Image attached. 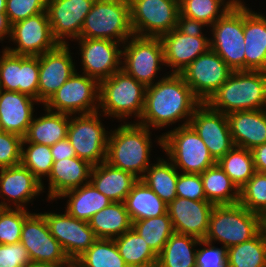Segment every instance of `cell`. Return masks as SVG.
Here are the masks:
<instances>
[{
    "label": "cell",
    "instance_id": "cell-30",
    "mask_svg": "<svg viewBox=\"0 0 266 267\" xmlns=\"http://www.w3.org/2000/svg\"><path fill=\"white\" fill-rule=\"evenodd\" d=\"M124 204L132 222L166 214L168 207L141 179L132 186Z\"/></svg>",
    "mask_w": 266,
    "mask_h": 267
},
{
    "label": "cell",
    "instance_id": "cell-18",
    "mask_svg": "<svg viewBox=\"0 0 266 267\" xmlns=\"http://www.w3.org/2000/svg\"><path fill=\"white\" fill-rule=\"evenodd\" d=\"M51 235L61 244L69 259H78L98 238L89 222L65 214H43Z\"/></svg>",
    "mask_w": 266,
    "mask_h": 267
},
{
    "label": "cell",
    "instance_id": "cell-4",
    "mask_svg": "<svg viewBox=\"0 0 266 267\" xmlns=\"http://www.w3.org/2000/svg\"><path fill=\"white\" fill-rule=\"evenodd\" d=\"M263 230V217L240 203L215 205L204 240L222 242L227 249L256 237Z\"/></svg>",
    "mask_w": 266,
    "mask_h": 267
},
{
    "label": "cell",
    "instance_id": "cell-49",
    "mask_svg": "<svg viewBox=\"0 0 266 267\" xmlns=\"http://www.w3.org/2000/svg\"><path fill=\"white\" fill-rule=\"evenodd\" d=\"M30 263L28 251L21 242L0 244V267H27Z\"/></svg>",
    "mask_w": 266,
    "mask_h": 267
},
{
    "label": "cell",
    "instance_id": "cell-45",
    "mask_svg": "<svg viewBox=\"0 0 266 267\" xmlns=\"http://www.w3.org/2000/svg\"><path fill=\"white\" fill-rule=\"evenodd\" d=\"M29 214L25 209L0 208V244L20 242L24 220Z\"/></svg>",
    "mask_w": 266,
    "mask_h": 267
},
{
    "label": "cell",
    "instance_id": "cell-33",
    "mask_svg": "<svg viewBox=\"0 0 266 267\" xmlns=\"http://www.w3.org/2000/svg\"><path fill=\"white\" fill-rule=\"evenodd\" d=\"M89 225L97 238L114 239L130 230L132 221L124 202H111L92 216Z\"/></svg>",
    "mask_w": 266,
    "mask_h": 267
},
{
    "label": "cell",
    "instance_id": "cell-7",
    "mask_svg": "<svg viewBox=\"0 0 266 267\" xmlns=\"http://www.w3.org/2000/svg\"><path fill=\"white\" fill-rule=\"evenodd\" d=\"M158 142L174 166L181 168L183 173L202 174L217 163L199 135L185 123L162 135Z\"/></svg>",
    "mask_w": 266,
    "mask_h": 267
},
{
    "label": "cell",
    "instance_id": "cell-27",
    "mask_svg": "<svg viewBox=\"0 0 266 267\" xmlns=\"http://www.w3.org/2000/svg\"><path fill=\"white\" fill-rule=\"evenodd\" d=\"M43 188L42 182L21 164L0 168V195H7V199L14 200L16 209H25L23 204L38 195Z\"/></svg>",
    "mask_w": 266,
    "mask_h": 267
},
{
    "label": "cell",
    "instance_id": "cell-2",
    "mask_svg": "<svg viewBox=\"0 0 266 267\" xmlns=\"http://www.w3.org/2000/svg\"><path fill=\"white\" fill-rule=\"evenodd\" d=\"M206 103L226 115L263 109L262 106H266V72L232 71Z\"/></svg>",
    "mask_w": 266,
    "mask_h": 267
},
{
    "label": "cell",
    "instance_id": "cell-14",
    "mask_svg": "<svg viewBox=\"0 0 266 267\" xmlns=\"http://www.w3.org/2000/svg\"><path fill=\"white\" fill-rule=\"evenodd\" d=\"M131 42L123 47L122 69L146 87L153 85L154 76L164 63L163 45L159 37L132 36ZM160 62V63H159Z\"/></svg>",
    "mask_w": 266,
    "mask_h": 267
},
{
    "label": "cell",
    "instance_id": "cell-25",
    "mask_svg": "<svg viewBox=\"0 0 266 267\" xmlns=\"http://www.w3.org/2000/svg\"><path fill=\"white\" fill-rule=\"evenodd\" d=\"M227 119L234 146L252 150L266 143V110L236 111Z\"/></svg>",
    "mask_w": 266,
    "mask_h": 267
},
{
    "label": "cell",
    "instance_id": "cell-17",
    "mask_svg": "<svg viewBox=\"0 0 266 267\" xmlns=\"http://www.w3.org/2000/svg\"><path fill=\"white\" fill-rule=\"evenodd\" d=\"M39 56L10 53L0 57V89L20 92L38 100Z\"/></svg>",
    "mask_w": 266,
    "mask_h": 267
},
{
    "label": "cell",
    "instance_id": "cell-43",
    "mask_svg": "<svg viewBox=\"0 0 266 267\" xmlns=\"http://www.w3.org/2000/svg\"><path fill=\"white\" fill-rule=\"evenodd\" d=\"M25 143L30 144L25 151ZM54 159L50 146L22 142L21 145V165L31 171V173L42 182L41 177L51 173Z\"/></svg>",
    "mask_w": 266,
    "mask_h": 267
},
{
    "label": "cell",
    "instance_id": "cell-9",
    "mask_svg": "<svg viewBox=\"0 0 266 267\" xmlns=\"http://www.w3.org/2000/svg\"><path fill=\"white\" fill-rule=\"evenodd\" d=\"M129 3L134 36L160 37L176 28L179 0H129Z\"/></svg>",
    "mask_w": 266,
    "mask_h": 267
},
{
    "label": "cell",
    "instance_id": "cell-58",
    "mask_svg": "<svg viewBox=\"0 0 266 267\" xmlns=\"http://www.w3.org/2000/svg\"><path fill=\"white\" fill-rule=\"evenodd\" d=\"M0 208H11V206H8V204L6 202H1Z\"/></svg>",
    "mask_w": 266,
    "mask_h": 267
},
{
    "label": "cell",
    "instance_id": "cell-11",
    "mask_svg": "<svg viewBox=\"0 0 266 267\" xmlns=\"http://www.w3.org/2000/svg\"><path fill=\"white\" fill-rule=\"evenodd\" d=\"M100 83L86 74L75 71L72 76L44 104L46 109L69 114L98 112L95 99L99 101ZM98 93V94H97ZM55 108V109H54Z\"/></svg>",
    "mask_w": 266,
    "mask_h": 267
},
{
    "label": "cell",
    "instance_id": "cell-36",
    "mask_svg": "<svg viewBox=\"0 0 266 267\" xmlns=\"http://www.w3.org/2000/svg\"><path fill=\"white\" fill-rule=\"evenodd\" d=\"M114 240L128 267H156L158 256L133 228Z\"/></svg>",
    "mask_w": 266,
    "mask_h": 267
},
{
    "label": "cell",
    "instance_id": "cell-13",
    "mask_svg": "<svg viewBox=\"0 0 266 267\" xmlns=\"http://www.w3.org/2000/svg\"><path fill=\"white\" fill-rule=\"evenodd\" d=\"M185 124L199 135L216 162L234 147L227 115L212 109L207 103L196 107Z\"/></svg>",
    "mask_w": 266,
    "mask_h": 267
},
{
    "label": "cell",
    "instance_id": "cell-21",
    "mask_svg": "<svg viewBox=\"0 0 266 267\" xmlns=\"http://www.w3.org/2000/svg\"><path fill=\"white\" fill-rule=\"evenodd\" d=\"M67 44L39 55L38 102L45 104L72 76L75 67Z\"/></svg>",
    "mask_w": 266,
    "mask_h": 267
},
{
    "label": "cell",
    "instance_id": "cell-46",
    "mask_svg": "<svg viewBox=\"0 0 266 267\" xmlns=\"http://www.w3.org/2000/svg\"><path fill=\"white\" fill-rule=\"evenodd\" d=\"M47 0H6V15L11 25L46 11Z\"/></svg>",
    "mask_w": 266,
    "mask_h": 267
},
{
    "label": "cell",
    "instance_id": "cell-42",
    "mask_svg": "<svg viewBox=\"0 0 266 267\" xmlns=\"http://www.w3.org/2000/svg\"><path fill=\"white\" fill-rule=\"evenodd\" d=\"M180 14L206 25H213L222 17L238 0H231L225 3V0H179ZM221 5L223 9L219 10ZM221 11V14H219ZM219 14V15H218Z\"/></svg>",
    "mask_w": 266,
    "mask_h": 267
},
{
    "label": "cell",
    "instance_id": "cell-29",
    "mask_svg": "<svg viewBox=\"0 0 266 267\" xmlns=\"http://www.w3.org/2000/svg\"><path fill=\"white\" fill-rule=\"evenodd\" d=\"M91 169L92 165L78 157L54 161L48 176V199L61 198L64 192L80 187L83 181L90 178Z\"/></svg>",
    "mask_w": 266,
    "mask_h": 267
},
{
    "label": "cell",
    "instance_id": "cell-56",
    "mask_svg": "<svg viewBox=\"0 0 266 267\" xmlns=\"http://www.w3.org/2000/svg\"><path fill=\"white\" fill-rule=\"evenodd\" d=\"M85 267L78 259H68L62 264V267Z\"/></svg>",
    "mask_w": 266,
    "mask_h": 267
},
{
    "label": "cell",
    "instance_id": "cell-48",
    "mask_svg": "<svg viewBox=\"0 0 266 267\" xmlns=\"http://www.w3.org/2000/svg\"><path fill=\"white\" fill-rule=\"evenodd\" d=\"M177 197L194 201L206 200L200 174L178 173L176 184Z\"/></svg>",
    "mask_w": 266,
    "mask_h": 267
},
{
    "label": "cell",
    "instance_id": "cell-22",
    "mask_svg": "<svg viewBox=\"0 0 266 267\" xmlns=\"http://www.w3.org/2000/svg\"><path fill=\"white\" fill-rule=\"evenodd\" d=\"M214 206L207 200L194 201L176 197L168 204L167 212L176 233L204 240Z\"/></svg>",
    "mask_w": 266,
    "mask_h": 267
},
{
    "label": "cell",
    "instance_id": "cell-44",
    "mask_svg": "<svg viewBox=\"0 0 266 267\" xmlns=\"http://www.w3.org/2000/svg\"><path fill=\"white\" fill-rule=\"evenodd\" d=\"M239 203L262 217L266 214V173L253 174L240 189Z\"/></svg>",
    "mask_w": 266,
    "mask_h": 267
},
{
    "label": "cell",
    "instance_id": "cell-47",
    "mask_svg": "<svg viewBox=\"0 0 266 267\" xmlns=\"http://www.w3.org/2000/svg\"><path fill=\"white\" fill-rule=\"evenodd\" d=\"M22 140L17 134L0 132V168L20 165Z\"/></svg>",
    "mask_w": 266,
    "mask_h": 267
},
{
    "label": "cell",
    "instance_id": "cell-34",
    "mask_svg": "<svg viewBox=\"0 0 266 267\" xmlns=\"http://www.w3.org/2000/svg\"><path fill=\"white\" fill-rule=\"evenodd\" d=\"M200 175L208 202L213 205H232L239 203L240 190L218 163L209 167ZM232 189L234 192L230 193Z\"/></svg>",
    "mask_w": 266,
    "mask_h": 267
},
{
    "label": "cell",
    "instance_id": "cell-28",
    "mask_svg": "<svg viewBox=\"0 0 266 267\" xmlns=\"http://www.w3.org/2000/svg\"><path fill=\"white\" fill-rule=\"evenodd\" d=\"M89 182L112 202H124L138 180L132 173L123 171L103 161L92 166Z\"/></svg>",
    "mask_w": 266,
    "mask_h": 267
},
{
    "label": "cell",
    "instance_id": "cell-1",
    "mask_svg": "<svg viewBox=\"0 0 266 267\" xmlns=\"http://www.w3.org/2000/svg\"><path fill=\"white\" fill-rule=\"evenodd\" d=\"M202 102L194 95L181 74L171 73L148 86L141 125L160 128L179 119L192 117Z\"/></svg>",
    "mask_w": 266,
    "mask_h": 267
},
{
    "label": "cell",
    "instance_id": "cell-31",
    "mask_svg": "<svg viewBox=\"0 0 266 267\" xmlns=\"http://www.w3.org/2000/svg\"><path fill=\"white\" fill-rule=\"evenodd\" d=\"M40 118H33L22 142L52 146L59 140L67 138L69 114L50 111Z\"/></svg>",
    "mask_w": 266,
    "mask_h": 267
},
{
    "label": "cell",
    "instance_id": "cell-16",
    "mask_svg": "<svg viewBox=\"0 0 266 267\" xmlns=\"http://www.w3.org/2000/svg\"><path fill=\"white\" fill-rule=\"evenodd\" d=\"M10 38L17 42L18 47L5 49L17 55L39 56L59 45L52 35L46 11L14 23Z\"/></svg>",
    "mask_w": 266,
    "mask_h": 267
},
{
    "label": "cell",
    "instance_id": "cell-50",
    "mask_svg": "<svg viewBox=\"0 0 266 267\" xmlns=\"http://www.w3.org/2000/svg\"><path fill=\"white\" fill-rule=\"evenodd\" d=\"M199 244L205 245L207 248L197 250L196 267H227V249L224 246L223 249L215 248L211 246V242L206 240H200Z\"/></svg>",
    "mask_w": 266,
    "mask_h": 267
},
{
    "label": "cell",
    "instance_id": "cell-24",
    "mask_svg": "<svg viewBox=\"0 0 266 267\" xmlns=\"http://www.w3.org/2000/svg\"><path fill=\"white\" fill-rule=\"evenodd\" d=\"M2 91L0 89L1 129L23 138L33 119V101L38 100L20 92Z\"/></svg>",
    "mask_w": 266,
    "mask_h": 267
},
{
    "label": "cell",
    "instance_id": "cell-40",
    "mask_svg": "<svg viewBox=\"0 0 266 267\" xmlns=\"http://www.w3.org/2000/svg\"><path fill=\"white\" fill-rule=\"evenodd\" d=\"M240 190L256 172L251 150L234 146L218 162Z\"/></svg>",
    "mask_w": 266,
    "mask_h": 267
},
{
    "label": "cell",
    "instance_id": "cell-5",
    "mask_svg": "<svg viewBox=\"0 0 266 267\" xmlns=\"http://www.w3.org/2000/svg\"><path fill=\"white\" fill-rule=\"evenodd\" d=\"M133 35L129 0H95L79 38L117 40L120 44Z\"/></svg>",
    "mask_w": 266,
    "mask_h": 267
},
{
    "label": "cell",
    "instance_id": "cell-12",
    "mask_svg": "<svg viewBox=\"0 0 266 267\" xmlns=\"http://www.w3.org/2000/svg\"><path fill=\"white\" fill-rule=\"evenodd\" d=\"M232 70L213 50L198 56L180 74L194 95L206 103L228 79Z\"/></svg>",
    "mask_w": 266,
    "mask_h": 267
},
{
    "label": "cell",
    "instance_id": "cell-54",
    "mask_svg": "<svg viewBox=\"0 0 266 267\" xmlns=\"http://www.w3.org/2000/svg\"><path fill=\"white\" fill-rule=\"evenodd\" d=\"M11 27L12 25L10 24L8 20V16L6 13H0V40L5 38V35L11 36Z\"/></svg>",
    "mask_w": 266,
    "mask_h": 267
},
{
    "label": "cell",
    "instance_id": "cell-59",
    "mask_svg": "<svg viewBox=\"0 0 266 267\" xmlns=\"http://www.w3.org/2000/svg\"><path fill=\"white\" fill-rule=\"evenodd\" d=\"M263 230L266 232V214L263 216Z\"/></svg>",
    "mask_w": 266,
    "mask_h": 267
},
{
    "label": "cell",
    "instance_id": "cell-41",
    "mask_svg": "<svg viewBox=\"0 0 266 267\" xmlns=\"http://www.w3.org/2000/svg\"><path fill=\"white\" fill-rule=\"evenodd\" d=\"M78 260L85 267H128L114 239L98 238Z\"/></svg>",
    "mask_w": 266,
    "mask_h": 267
},
{
    "label": "cell",
    "instance_id": "cell-3",
    "mask_svg": "<svg viewBox=\"0 0 266 267\" xmlns=\"http://www.w3.org/2000/svg\"><path fill=\"white\" fill-rule=\"evenodd\" d=\"M112 132L108 136L106 162L139 179L138 175L149 167V128L139 123L125 124Z\"/></svg>",
    "mask_w": 266,
    "mask_h": 267
},
{
    "label": "cell",
    "instance_id": "cell-38",
    "mask_svg": "<svg viewBox=\"0 0 266 267\" xmlns=\"http://www.w3.org/2000/svg\"><path fill=\"white\" fill-rule=\"evenodd\" d=\"M227 267H266V232L227 248Z\"/></svg>",
    "mask_w": 266,
    "mask_h": 267
},
{
    "label": "cell",
    "instance_id": "cell-26",
    "mask_svg": "<svg viewBox=\"0 0 266 267\" xmlns=\"http://www.w3.org/2000/svg\"><path fill=\"white\" fill-rule=\"evenodd\" d=\"M245 71L266 72V17L243 4Z\"/></svg>",
    "mask_w": 266,
    "mask_h": 267
},
{
    "label": "cell",
    "instance_id": "cell-8",
    "mask_svg": "<svg viewBox=\"0 0 266 267\" xmlns=\"http://www.w3.org/2000/svg\"><path fill=\"white\" fill-rule=\"evenodd\" d=\"M210 49L216 52L232 71H245L243 3L237 1L213 25Z\"/></svg>",
    "mask_w": 266,
    "mask_h": 267
},
{
    "label": "cell",
    "instance_id": "cell-52",
    "mask_svg": "<svg viewBox=\"0 0 266 267\" xmlns=\"http://www.w3.org/2000/svg\"><path fill=\"white\" fill-rule=\"evenodd\" d=\"M50 149L54 161L76 157L75 151L67 138L59 140Z\"/></svg>",
    "mask_w": 266,
    "mask_h": 267
},
{
    "label": "cell",
    "instance_id": "cell-37",
    "mask_svg": "<svg viewBox=\"0 0 266 267\" xmlns=\"http://www.w3.org/2000/svg\"><path fill=\"white\" fill-rule=\"evenodd\" d=\"M147 175H139L145 184L152 189L167 205L177 197L176 184L178 171L172 162L159 159L157 164L148 167Z\"/></svg>",
    "mask_w": 266,
    "mask_h": 267
},
{
    "label": "cell",
    "instance_id": "cell-35",
    "mask_svg": "<svg viewBox=\"0 0 266 267\" xmlns=\"http://www.w3.org/2000/svg\"><path fill=\"white\" fill-rule=\"evenodd\" d=\"M200 239L174 232L158 255L156 267H196V253L192 248Z\"/></svg>",
    "mask_w": 266,
    "mask_h": 267
},
{
    "label": "cell",
    "instance_id": "cell-53",
    "mask_svg": "<svg viewBox=\"0 0 266 267\" xmlns=\"http://www.w3.org/2000/svg\"><path fill=\"white\" fill-rule=\"evenodd\" d=\"M251 152L253 155L255 171L266 173V143L254 147Z\"/></svg>",
    "mask_w": 266,
    "mask_h": 267
},
{
    "label": "cell",
    "instance_id": "cell-19",
    "mask_svg": "<svg viewBox=\"0 0 266 267\" xmlns=\"http://www.w3.org/2000/svg\"><path fill=\"white\" fill-rule=\"evenodd\" d=\"M95 0H47L46 12L54 39L67 44V36L79 39L86 15ZM65 36V37H64Z\"/></svg>",
    "mask_w": 266,
    "mask_h": 267
},
{
    "label": "cell",
    "instance_id": "cell-39",
    "mask_svg": "<svg viewBox=\"0 0 266 267\" xmlns=\"http://www.w3.org/2000/svg\"><path fill=\"white\" fill-rule=\"evenodd\" d=\"M132 228L145 240L157 256L175 232L168 212L158 217L134 221Z\"/></svg>",
    "mask_w": 266,
    "mask_h": 267
},
{
    "label": "cell",
    "instance_id": "cell-20",
    "mask_svg": "<svg viewBox=\"0 0 266 267\" xmlns=\"http://www.w3.org/2000/svg\"><path fill=\"white\" fill-rule=\"evenodd\" d=\"M84 72L99 83L111 77L120 67L122 50L118 42L107 39L79 38ZM119 66V67H118Z\"/></svg>",
    "mask_w": 266,
    "mask_h": 267
},
{
    "label": "cell",
    "instance_id": "cell-15",
    "mask_svg": "<svg viewBox=\"0 0 266 267\" xmlns=\"http://www.w3.org/2000/svg\"><path fill=\"white\" fill-rule=\"evenodd\" d=\"M20 242L27 249L31 262L63 264L69 259L61 244L51 235L42 213H30L25 218Z\"/></svg>",
    "mask_w": 266,
    "mask_h": 267
},
{
    "label": "cell",
    "instance_id": "cell-23",
    "mask_svg": "<svg viewBox=\"0 0 266 267\" xmlns=\"http://www.w3.org/2000/svg\"><path fill=\"white\" fill-rule=\"evenodd\" d=\"M159 38L163 45L164 65L173 67L172 73L176 74L210 49V39L182 34L176 28Z\"/></svg>",
    "mask_w": 266,
    "mask_h": 267
},
{
    "label": "cell",
    "instance_id": "cell-6",
    "mask_svg": "<svg viewBox=\"0 0 266 267\" xmlns=\"http://www.w3.org/2000/svg\"><path fill=\"white\" fill-rule=\"evenodd\" d=\"M146 89L145 85L120 69L100 82L99 105L104 115L122 119L134 113L140 119L144 109Z\"/></svg>",
    "mask_w": 266,
    "mask_h": 267
},
{
    "label": "cell",
    "instance_id": "cell-10",
    "mask_svg": "<svg viewBox=\"0 0 266 267\" xmlns=\"http://www.w3.org/2000/svg\"><path fill=\"white\" fill-rule=\"evenodd\" d=\"M67 139L76 157L96 166L106 161L108 135L98 117V112L80 114L69 122Z\"/></svg>",
    "mask_w": 266,
    "mask_h": 267
},
{
    "label": "cell",
    "instance_id": "cell-51",
    "mask_svg": "<svg viewBox=\"0 0 266 267\" xmlns=\"http://www.w3.org/2000/svg\"><path fill=\"white\" fill-rule=\"evenodd\" d=\"M203 26L207 25L201 21H197L196 19H192L181 14H179L176 23V29L180 33L193 37L203 36L201 32Z\"/></svg>",
    "mask_w": 266,
    "mask_h": 267
},
{
    "label": "cell",
    "instance_id": "cell-55",
    "mask_svg": "<svg viewBox=\"0 0 266 267\" xmlns=\"http://www.w3.org/2000/svg\"><path fill=\"white\" fill-rule=\"evenodd\" d=\"M27 267H62V264H52L45 262H31Z\"/></svg>",
    "mask_w": 266,
    "mask_h": 267
},
{
    "label": "cell",
    "instance_id": "cell-57",
    "mask_svg": "<svg viewBox=\"0 0 266 267\" xmlns=\"http://www.w3.org/2000/svg\"><path fill=\"white\" fill-rule=\"evenodd\" d=\"M0 13H6V0H0Z\"/></svg>",
    "mask_w": 266,
    "mask_h": 267
},
{
    "label": "cell",
    "instance_id": "cell-32",
    "mask_svg": "<svg viewBox=\"0 0 266 267\" xmlns=\"http://www.w3.org/2000/svg\"><path fill=\"white\" fill-rule=\"evenodd\" d=\"M69 196L66 211L78 220L89 222L94 214L108 206L112 201L99 192L88 180L83 186L64 192Z\"/></svg>",
    "mask_w": 266,
    "mask_h": 267
}]
</instances>
